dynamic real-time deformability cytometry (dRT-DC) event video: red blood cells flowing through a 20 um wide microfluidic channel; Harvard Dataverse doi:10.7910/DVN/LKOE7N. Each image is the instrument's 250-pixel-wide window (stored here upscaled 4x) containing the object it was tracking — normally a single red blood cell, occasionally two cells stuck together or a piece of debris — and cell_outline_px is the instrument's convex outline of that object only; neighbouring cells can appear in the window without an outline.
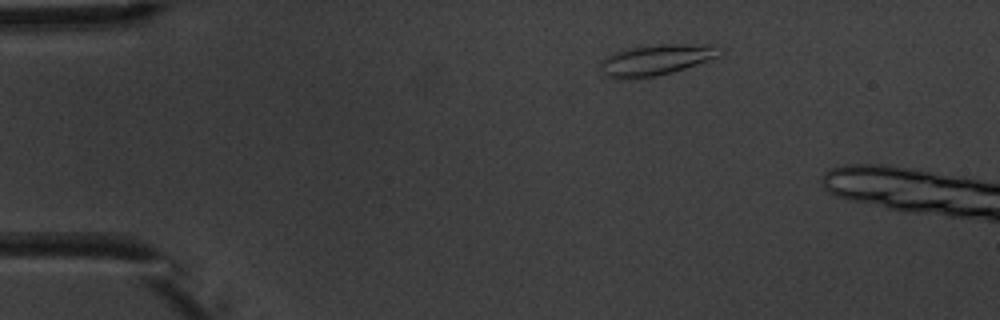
{"species": "common noctule bat (a hibernating species)", "species_latin": "Nyctalus noctula", "temperature_condition": "warm", "stored_images_in_passage": 3, "camera_frame_rate_fps": 3000, "um_per_image_px": 0.085, "animal": {"sex": "male", "body_mass_g": 20.1, "forearm_length_mm": 53.5}, "frame": {"image": 1, "passage_image": 1, "time_ms": 0.0, "image_size_px": [1000, 320], "cell_outline_px": [[724, 52], [720, 56], [672, 72], [656, 76], [620, 80], [608, 76], [600, 72], [600, 64], [608, 56], [624, 48], [660, 44], [716, 44], [724, 48]], "centroid_in_image_um": [55.82, 5.07], "position_along_channel_um": 29.2, "area_um2": 21.73}}